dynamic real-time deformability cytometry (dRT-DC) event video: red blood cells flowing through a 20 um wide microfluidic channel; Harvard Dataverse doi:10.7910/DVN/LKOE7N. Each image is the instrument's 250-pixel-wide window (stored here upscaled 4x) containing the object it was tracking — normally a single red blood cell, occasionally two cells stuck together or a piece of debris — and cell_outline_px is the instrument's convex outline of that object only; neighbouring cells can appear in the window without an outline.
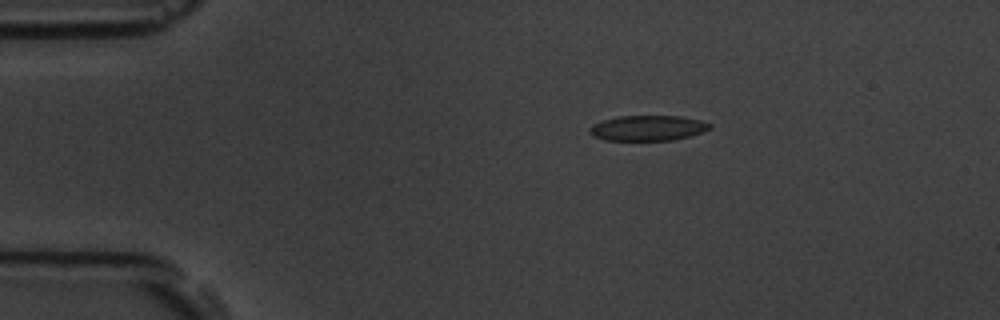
{"species": "common noctule bat (a hibernating species)", "species_latin": "Nyctalus noctula", "temperature_condition": "room temperature", "stored_images_in_passage": 4, "camera_frame_rate_fps": 3000, "um_per_image_px": 0.085, "animal": {"sex": "male", "body_mass_g": 19.5, "forearm_length_mm": 54.6}, "frame": {"image": 1, "passage_image": 1, "time_ms": 0.0, "image_size_px": [1000, 320], "cell_outline_px": [[712, 128], [704, 132], [672, 140], [604, 140], [592, 136], [588, 132], [588, 128], [592, 124], [600, 120], [616, 116], [680, 116], [700, 120], [712, 124]], "centroid_in_image_um": [55.02, 10.88], "position_along_channel_um": 30.0, "area_um2": 17.98}}
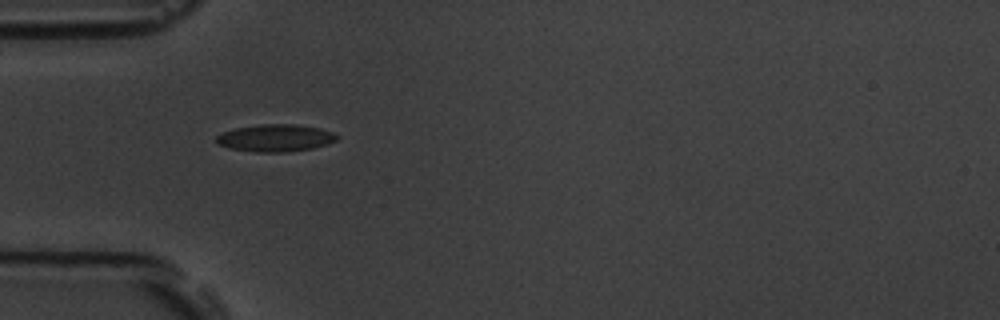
{"frame": {"image": 2, "passage_image": 3, "time_ms": 2.333, "image_size_px": [1000, 320], "cell_outline_px": [[340, 136], [336, 140], [312, 148], [284, 152], [256, 152], [228, 148], [216, 144], [216, 136], [224, 132], [236, 128], [264, 124], [292, 124], [320, 128], [332, 132]], "centroid_in_image_um": [23.38, 11.73], "position_along_channel_um": 61.6, "area_um2": 18.96}}
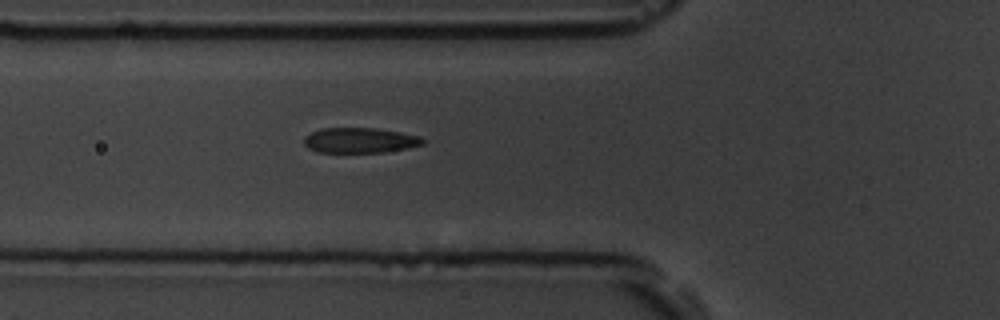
{"frame": {"image": 3, "passage_image": 4, "time_ms": 3.333, "image_size_px": [1000, 320], "cell_outline_px": [[424, 144], [408, 148], [384, 152], [316, 152], [308, 148], [304, 144], [304, 136], [320, 128], [376, 128], [400, 132], [420, 136], [424, 140]], "centroid_in_image_um": [30.58, 11.92], "position_along_channel_um": 95.2, "area_um2": 17.51}}